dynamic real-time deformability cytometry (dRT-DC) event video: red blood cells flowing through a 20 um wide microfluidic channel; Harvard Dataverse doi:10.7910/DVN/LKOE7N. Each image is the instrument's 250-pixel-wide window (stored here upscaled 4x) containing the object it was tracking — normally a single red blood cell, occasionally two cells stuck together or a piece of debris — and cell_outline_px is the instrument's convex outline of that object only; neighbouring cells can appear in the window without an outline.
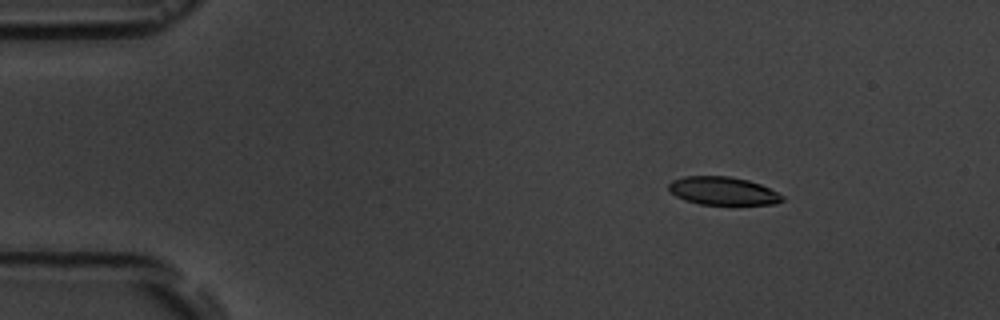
{"species": "common noctule bat (a hibernating species)", "species_latin": "Nyctalus noctula", "temperature_condition": "room temperature", "stored_images_in_passage": 4, "camera_frame_rate_fps": 3000, "um_per_image_px": 0.085, "animal": {"sex": "male", "body_mass_g": 19.5, "forearm_length_mm": 54.6}, "frame": {"image": 1, "passage_image": 2, "time_ms": 2.0, "image_size_px": [1000, 320], "cell_outline_px": [[784, 200], [776, 204], [700, 204], [684, 200], [676, 196], [668, 188], [668, 184], [672, 180], [684, 176], [728, 176], [748, 180], [760, 184], [784, 196]], "centroid_in_image_um": [61.43, 16.22], "position_along_channel_um": 23.6, "area_um2": 18.5}}